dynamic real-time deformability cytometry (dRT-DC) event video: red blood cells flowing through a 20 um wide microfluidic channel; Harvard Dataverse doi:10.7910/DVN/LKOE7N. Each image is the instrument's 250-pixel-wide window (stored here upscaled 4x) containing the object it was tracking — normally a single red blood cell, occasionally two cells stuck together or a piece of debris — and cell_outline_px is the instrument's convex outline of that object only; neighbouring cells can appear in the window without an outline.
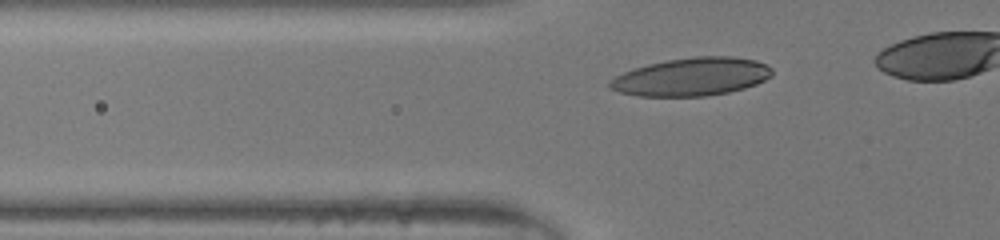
{"species": "human", "species_latin": "Homo sapiens", "temperature_condition": "room temperature", "stored_images_in_passage": 28, "camera_frame_rate_fps": 3000, "um_per_image_px": 0.085, "donor": {"sex": "male"}, "frame": {"image": 1, "passage_image": 5, "time_ms": 1.333, "image_size_px": [1000, 240], "cell_outline_px": [[772, 76], [756, 84], [744, 88], [728, 92], [704, 96], [640, 96], [620, 92], [608, 88], [608, 80], [632, 68], [648, 64], [668, 60], [696, 56], [732, 56], [756, 60], [772, 68]], "centroid_in_image_um": [58.77, 6.52], "position_along_channel_um": 67.0, "area_um2": 36.01}}
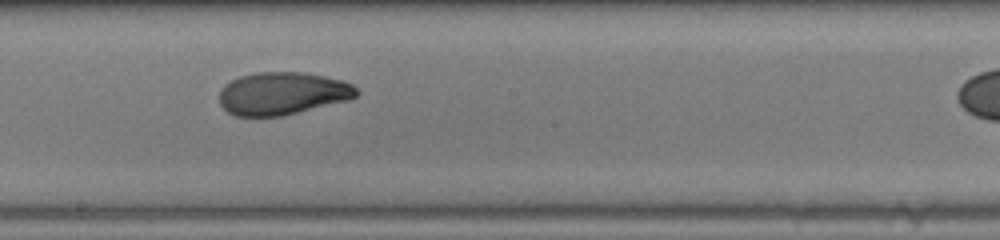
{"frame": {"image": 2, "passage_image": 16, "time_ms": 5.0, "image_size_px": [1000, 240], "cell_outline_px": [[360, 92], [352, 100], [280, 116], [236, 116], [228, 112], [220, 104], [220, 88], [224, 84], [240, 76], [256, 72], [304, 72], [344, 80], [352, 84]], "centroid_in_image_um": [24.04, 7.94], "position_along_channel_um": 224.2, "area_um2": 34.39}}
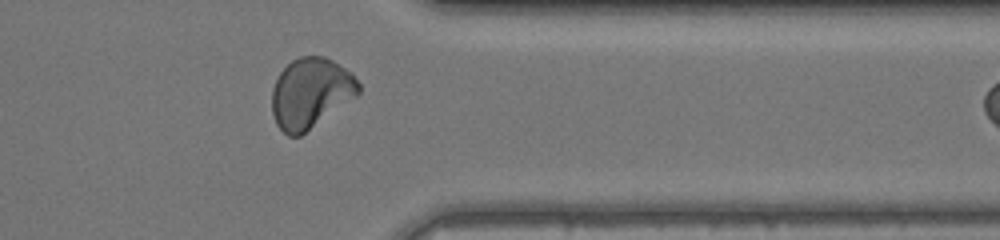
{"frame": {"image": 3, "passage_image": 27, "time_ms": 8.667, "image_size_px": [1000, 240], "cell_outline_px": [[360, 92], [356, 96], [300, 136], [288, 136], [276, 124], [272, 112], [272, 88], [280, 72], [292, 60], [300, 56], [324, 56], [332, 60], [352, 72], [360, 84]], "centroid_in_image_um": [26.4, 7.89], "position_along_channel_um": 385.0, "area_um2": 35.32}}